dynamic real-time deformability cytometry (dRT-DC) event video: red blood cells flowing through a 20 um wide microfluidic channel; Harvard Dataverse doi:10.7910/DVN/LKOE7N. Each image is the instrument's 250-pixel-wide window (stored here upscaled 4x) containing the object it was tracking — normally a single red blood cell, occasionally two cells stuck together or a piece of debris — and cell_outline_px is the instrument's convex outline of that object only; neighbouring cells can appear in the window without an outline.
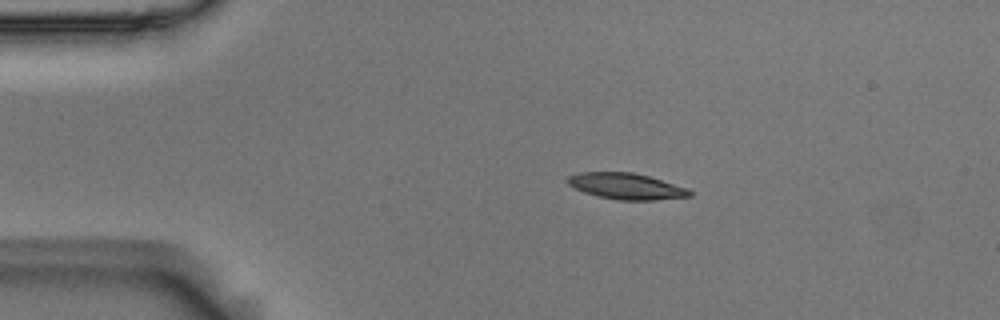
{"species": "Egyptian fruit bat (a non-hibernating species)", "species_latin": "Rousettus aegyptiacus", "temperature_condition": "room temperature", "stored_images_in_passage": 6, "camera_frame_rate_fps": 3000, "um_per_image_px": 0.085, "animal": {"sex": "male"}, "frame": {"image": 1, "passage_image": 2, "time_ms": 0.333, "image_size_px": [1000, 320], "cell_outline_px": [[692, 196], [656, 200], [616, 200], [596, 196], [584, 192], [568, 184], [568, 176], [580, 172], [632, 172], [648, 176], [688, 188], [692, 192]], "centroid_in_image_um": [53.25, 15.83], "position_along_channel_um": 31.8, "area_um2": 18.55}}
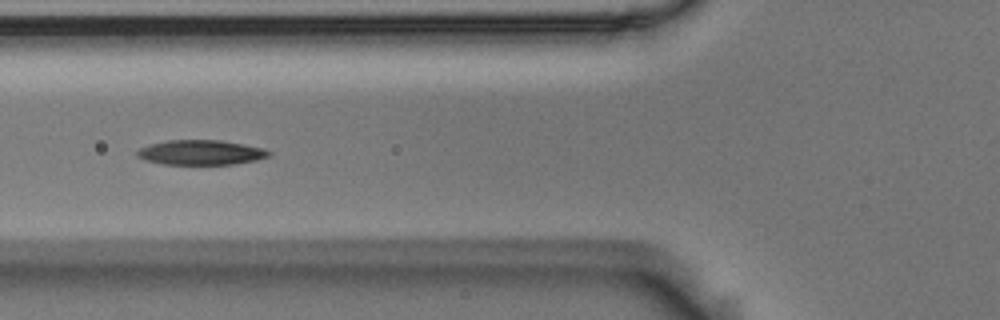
{"frame": {"image": 2, "passage_image": 4, "time_ms": 1.0, "image_size_px": [1000, 320], "cell_outline_px": [[272, 152], [268, 156], [256, 160], [232, 164], [164, 164], [148, 160], [136, 156], [136, 152], [140, 148], [152, 144], [168, 140], [220, 140], [244, 144], [264, 148]], "centroid_in_image_um": [17.1, 12.95], "position_along_channel_um": 108.7, "area_um2": 18.84}}
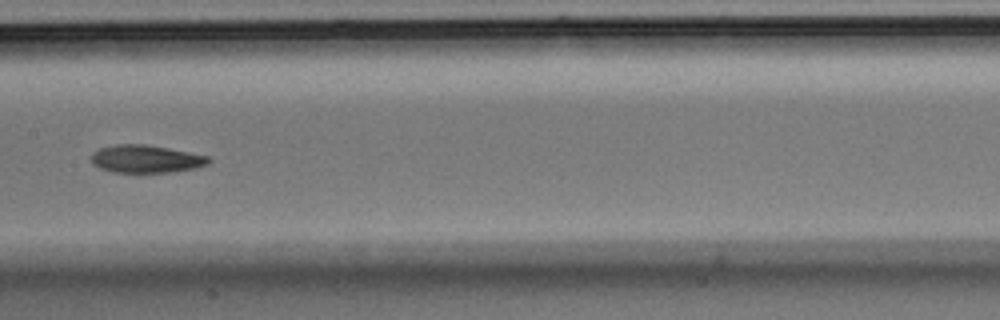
{"frame": {"image": 3, "passage_image": 6, "time_ms": 1.667, "image_size_px": [1000, 320], "cell_outline_px": [[212, 160], [208, 164], [196, 168], [168, 172], [112, 172], [100, 168], [92, 164], [92, 152], [100, 148], [116, 144], [144, 144], [168, 148], [208, 156]], "centroid_in_image_um": [12.4, 13.51], "position_along_channel_um": 195.0, "area_um2": 18.9}}